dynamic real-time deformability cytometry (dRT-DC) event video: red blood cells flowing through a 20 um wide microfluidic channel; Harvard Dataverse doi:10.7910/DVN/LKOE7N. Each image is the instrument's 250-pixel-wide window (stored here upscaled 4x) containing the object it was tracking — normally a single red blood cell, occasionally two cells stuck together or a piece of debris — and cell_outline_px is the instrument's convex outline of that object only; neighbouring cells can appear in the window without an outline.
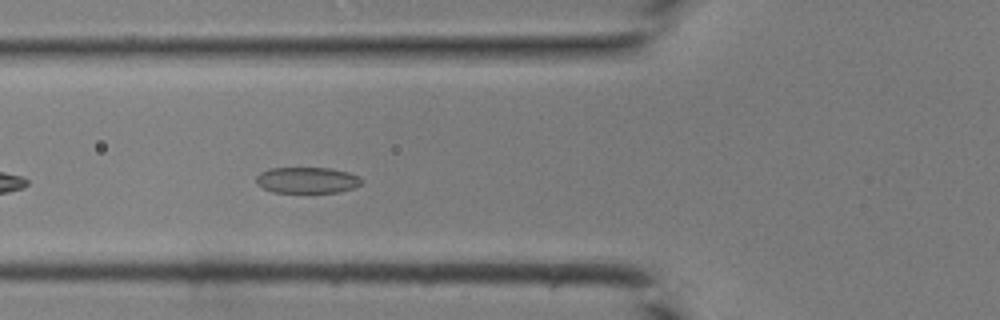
{"species": "common noctule bat (a hibernating species)", "species_latin": "Nyctalus noctula", "temperature_condition": "room temperature", "stored_images_in_passage": 25, "camera_frame_rate_fps": 3000, "um_per_image_px": 0.085, "animal": {"sex": "male", "body_mass_g": 19.0, "forearm_length_mm": 50.8}, "frame": {"image": 1, "passage_image": 5, "time_ms": 1.333, "image_size_px": [1000, 320], "cell_outline_px": [[360, 184], [356, 188], [336, 192], [272, 192], [256, 184], [256, 176], [260, 172], [272, 168], [328, 168], [348, 172], [360, 176]], "centroid_in_image_um": [26.09, 15.31], "position_along_channel_um": 99.7, "area_um2": 15.95}}
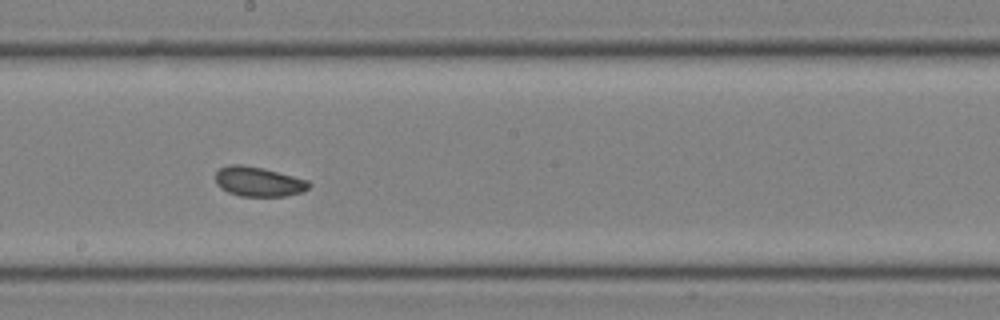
{"frame": {"image": 2, "passage_image": 13, "time_ms": 4.0, "image_size_px": [1000, 320], "cell_outline_px": [[312, 184], [304, 192], [284, 196], [240, 196], [228, 192], [220, 188], [216, 184], [216, 172], [220, 168], [232, 164], [240, 164], [260, 168], [308, 180]], "centroid_in_image_um": [21.97, 15.45], "position_along_channel_um": 226.2, "area_um2": 16.01}}
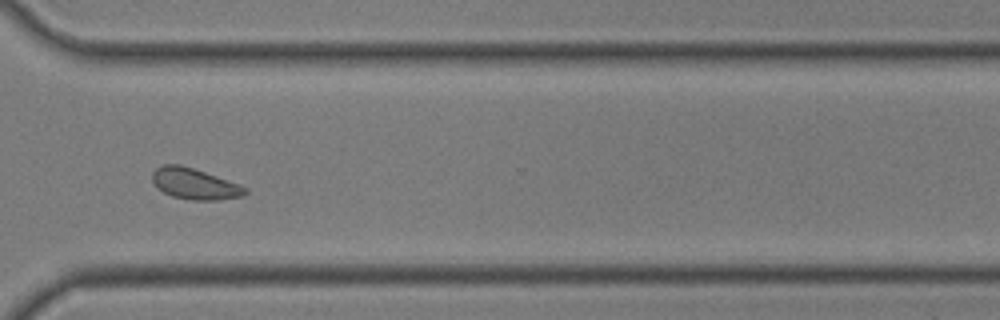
{"frame": {"image": 3, "passage_image": 21, "time_ms": 6.667, "image_size_px": [1000, 320], "cell_outline_px": [[248, 192], [244, 196], [220, 200], [188, 200], [172, 196], [156, 188], [152, 180], [152, 172], [156, 168], [164, 164], [180, 164], [240, 184], [248, 188]], "centroid_in_image_um": [16.55, 15.64], "position_along_channel_um": 354.0, "area_um2": 16.94}}